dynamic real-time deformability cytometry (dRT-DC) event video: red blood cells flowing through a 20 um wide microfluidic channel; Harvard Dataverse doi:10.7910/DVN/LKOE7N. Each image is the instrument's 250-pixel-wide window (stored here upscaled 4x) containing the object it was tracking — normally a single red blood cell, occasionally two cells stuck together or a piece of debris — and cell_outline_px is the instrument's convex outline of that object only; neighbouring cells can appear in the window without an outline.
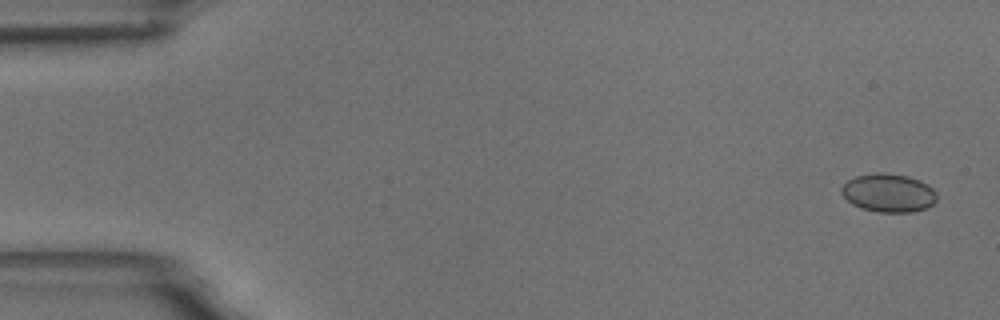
{"species": "common noctule bat (a hibernating species)", "species_latin": "Nyctalus noctula", "temperature_condition": "room temperature", "stored_images_in_passage": 4, "camera_frame_rate_fps": 3000, "um_per_image_px": 0.085, "animal": {"sex": "male", "body_mass_g": 18.8}, "frame": {"image": 1, "passage_image": 1, "time_ms": 0.0, "image_size_px": [1000, 320], "cell_outline_px": [[936, 200], [928, 208], [912, 212], [876, 212], [860, 208], [852, 204], [840, 192], [840, 188], [848, 180], [856, 176], [876, 172], [880, 172], [908, 176], [920, 180], [928, 184], [936, 192]], "centroid_in_image_um": [75.52, 16.4], "position_along_channel_um": 9.5, "area_um2": 21.5}}
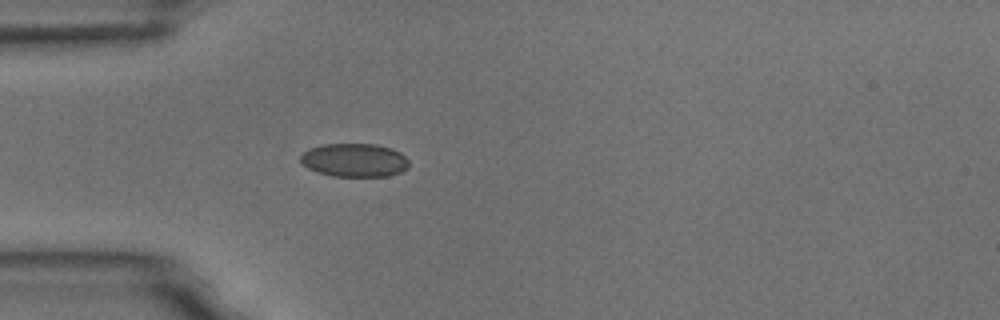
{"frame": {"image": 2, "passage_image": 4, "time_ms": 4.667, "image_size_px": [1000, 320], "cell_outline_px": [[408, 168], [400, 172], [388, 176], [332, 176], [308, 168], [300, 160], [300, 156], [304, 152], [312, 148], [324, 144], [376, 144], [392, 148], [400, 152], [408, 160]], "centroid_in_image_um": [30.16, 13.61], "position_along_channel_um": 54.8, "area_um2": 20.98}}